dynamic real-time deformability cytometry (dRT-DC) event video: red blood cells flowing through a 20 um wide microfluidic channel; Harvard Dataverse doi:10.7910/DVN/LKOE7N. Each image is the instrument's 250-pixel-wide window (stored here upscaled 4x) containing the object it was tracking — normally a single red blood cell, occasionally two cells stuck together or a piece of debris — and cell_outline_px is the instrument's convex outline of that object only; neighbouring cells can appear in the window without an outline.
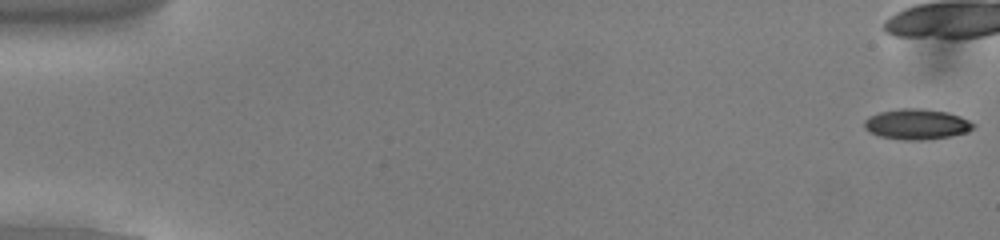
{"species": "common noctule bat (a hibernating species)", "species_latin": "Nyctalus noctula", "temperature_condition": "cold", "stored_images_in_passage": 11, "camera_frame_rate_fps": 3000, "um_per_image_px": 0.085, "animal": {"sex": "male", "body_mass_g": 13.0, "forearm_length_mm": 53.1}, "frame": {"image": 1, "passage_image": 1, "time_ms": 0.0, "image_size_px": [1000, 240], "cell_outline_px": [[976, 124], [968, 132], [948, 136], [924, 140], [904, 140], [880, 136], [864, 128], [864, 120], [868, 116], [880, 112], [900, 108], [920, 108], [948, 112], [960, 116]], "centroid_in_image_um": [77.92, 10.55], "position_along_channel_um": 7.1, "area_um2": 19.31}}